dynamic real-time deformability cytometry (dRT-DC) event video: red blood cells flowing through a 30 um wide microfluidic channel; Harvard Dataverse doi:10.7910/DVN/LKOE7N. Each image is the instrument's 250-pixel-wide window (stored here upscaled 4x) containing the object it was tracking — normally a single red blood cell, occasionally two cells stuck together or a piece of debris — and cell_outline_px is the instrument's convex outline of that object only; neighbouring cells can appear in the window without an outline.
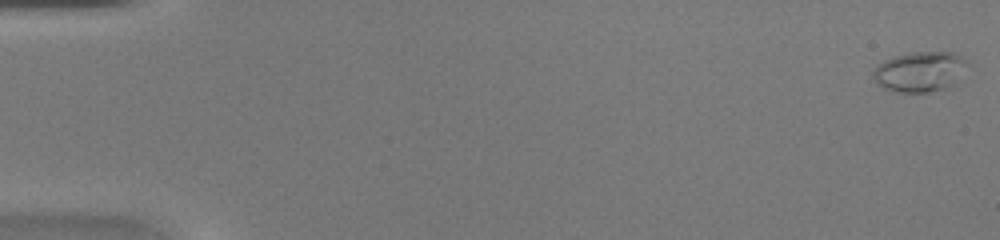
{"species": "common noctule bat (a hibernating species)", "species_latin": "Nyctalus noctula", "temperature_condition": "warm", "stored_images_in_passage": 36, "camera_frame_rate_fps": 3000, "um_per_image_px": 0.085, "animal": {"sex": "female", "body_mass_g": 20.0, "forearm_length_mm": 54.0}, "frame": {"image": 1, "passage_image": 1, "time_ms": 0.0, "image_size_px": [1000, 240], "cell_outline_px": [[968, 60], [952, 84], [944, 88], [928, 92], [892, 92], [876, 84], [872, 76], [872, 72], [884, 60], [892, 56], [912, 52], [952, 52]], "centroid_in_image_um": [78.1, 6.09], "position_along_channel_um": 6.9, "area_um2": 21.73}}
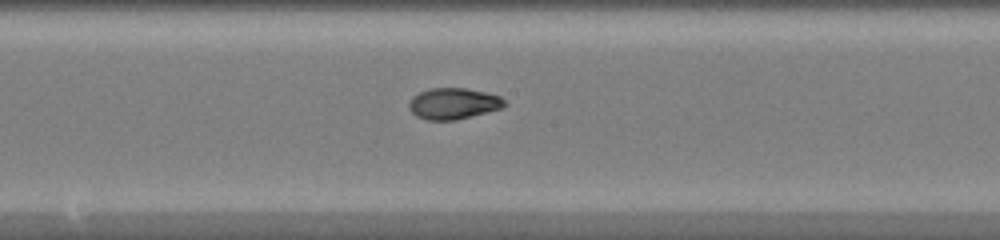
{"frame": {"image": 2, "passage_image": 25, "time_ms": 8.0, "image_size_px": [1000, 240], "cell_outline_px": [[508, 104], [504, 108], [456, 120], [424, 120], [416, 116], [408, 108], [408, 104], [412, 96], [420, 92], [432, 88], [464, 88], [484, 92], [500, 96]], "centroid_in_image_um": [38.54, 8.81], "position_along_channel_um": 209.7, "area_um2": 17.51}}
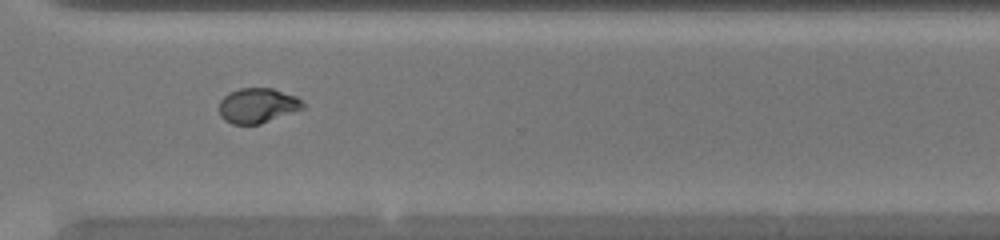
{"frame": {"image": 3, "passage_image": 34, "time_ms": 11.0, "image_size_px": [1000, 240], "cell_outline_px": [[304, 108], [260, 124], [232, 124], [224, 120], [220, 116], [220, 100], [228, 92], [240, 88], [272, 88], [296, 96], [304, 104]], "centroid_in_image_um": [21.87, 8.97], "position_along_channel_um": 348.7, "area_um2": 16.99}}